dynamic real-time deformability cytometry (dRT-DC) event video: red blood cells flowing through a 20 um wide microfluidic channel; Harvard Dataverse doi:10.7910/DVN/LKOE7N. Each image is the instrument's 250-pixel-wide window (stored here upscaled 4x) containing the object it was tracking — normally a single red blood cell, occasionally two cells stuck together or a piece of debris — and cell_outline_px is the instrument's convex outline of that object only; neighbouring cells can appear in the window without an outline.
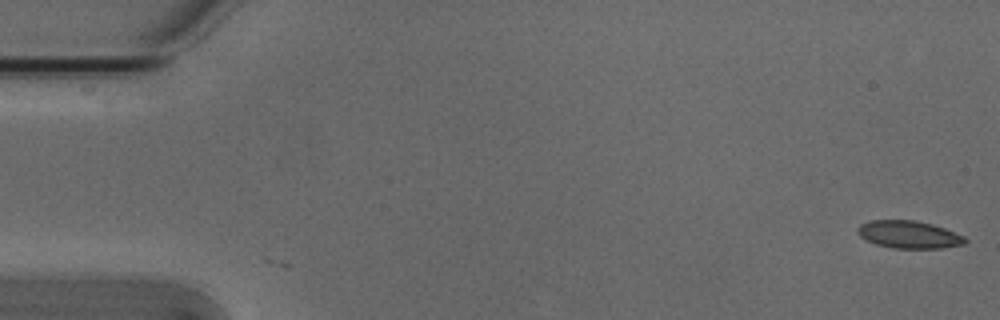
{"species": "Egyptian fruit bat (a non-hibernating species)", "species_latin": "Rousettus aegyptiacus", "temperature_condition": "cold", "stored_images_in_passage": 42, "camera_frame_rate_fps": 3000, "um_per_image_px": 0.085, "animal": {"sex": "male"}, "frame": {"image": 1, "passage_image": 1, "time_ms": 0.0, "image_size_px": [1000, 320], "cell_outline_px": [[968, 240], [964, 244], [940, 248], [892, 248], [876, 244], [860, 236], [856, 228], [860, 224], [872, 220], [912, 220], [932, 224], [944, 228], [964, 236]], "centroid_in_image_um": [77.25, 19.93], "position_along_channel_um": 7.7, "area_um2": 17.11}}
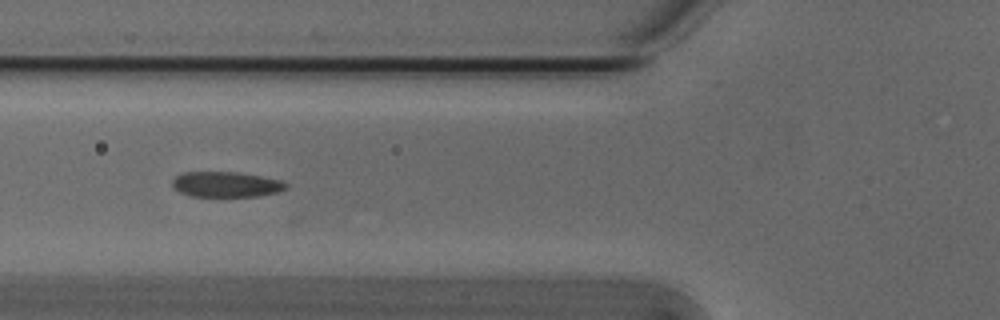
{"frame": {"image": 2, "passage_image": 20, "time_ms": 6.333, "image_size_px": [1000, 320], "cell_outline_px": [[288, 188], [276, 192], [260, 196], [192, 196], [180, 192], [172, 188], [172, 180], [180, 172], [240, 172], [280, 180], [288, 184]], "centroid_in_image_um": [19.19, 15.66], "position_along_channel_um": 106.6, "area_um2": 16.88}}
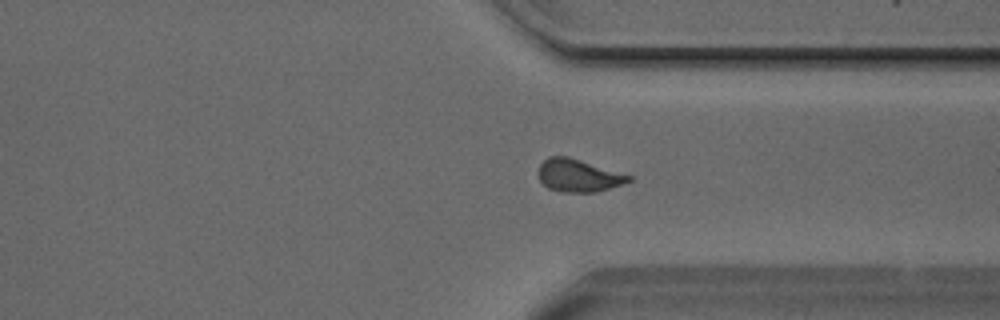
{"frame": {"image": 3, "passage_image": 40, "time_ms": 13.0, "image_size_px": [1000, 320], "cell_outline_px": [[632, 180], [596, 192], [564, 192], [548, 188], [540, 180], [536, 172], [540, 164], [548, 156], [568, 156], [632, 176]], "centroid_in_image_um": [49.11, 14.91], "position_along_channel_um": 362.3, "area_um2": 17.05}}